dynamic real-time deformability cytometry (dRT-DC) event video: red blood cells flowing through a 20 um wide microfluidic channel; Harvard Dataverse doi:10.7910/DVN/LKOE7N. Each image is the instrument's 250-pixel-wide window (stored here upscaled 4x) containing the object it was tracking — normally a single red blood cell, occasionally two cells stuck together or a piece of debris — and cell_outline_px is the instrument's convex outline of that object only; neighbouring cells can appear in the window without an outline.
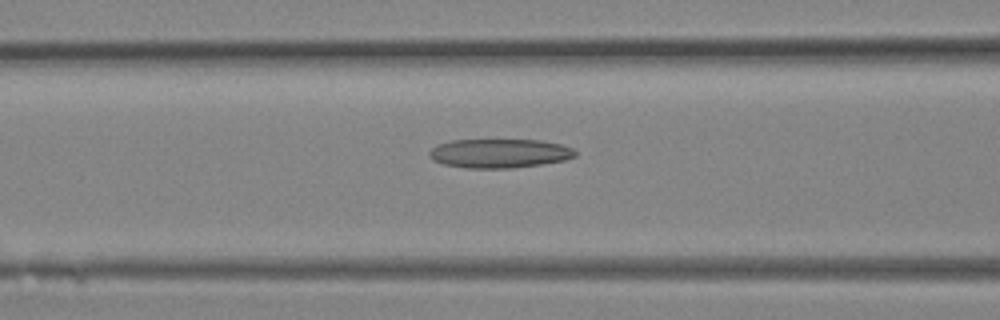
{"species": "Egyptian fruit bat (a non-hibernating species)", "species_latin": "Rousettus aegyptiacus", "temperature_condition": "room temperature", "stored_images_in_passage": 20, "camera_frame_rate_fps": 3000, "um_per_image_px": 0.085, "animal": {"sex": "female"}, "frame": {"image": 1, "passage_image": 12, "time_ms": 3.667, "image_size_px": [1000, 320], "cell_outline_px": [[576, 156], [564, 160], [540, 164], [512, 168], [468, 168], [444, 164], [432, 160], [428, 156], [428, 152], [436, 144], [452, 140], [540, 140], [560, 144], [572, 148], [576, 152]], "centroid_in_image_um": [42.41, 13.03], "position_along_channel_um": 124.2, "area_um2": 24.68}}
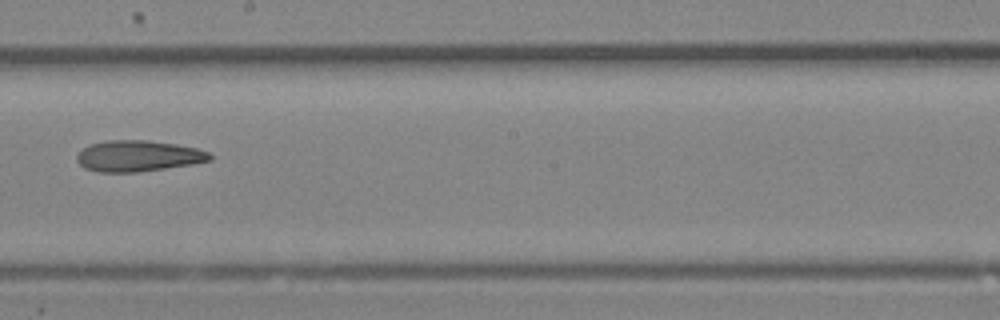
{"frame": {"image": 2, "passage_image": 17, "time_ms": 5.333, "image_size_px": [1000, 320], "cell_outline_px": [[212, 160], [192, 164], [136, 172], [100, 172], [84, 168], [76, 160], [76, 156], [88, 144], [108, 140], [148, 140], [176, 144], [196, 148], [208, 152], [212, 156]], "centroid_in_image_um": [11.73, 13.25], "position_along_channel_um": 236.5, "area_um2": 23.99}}
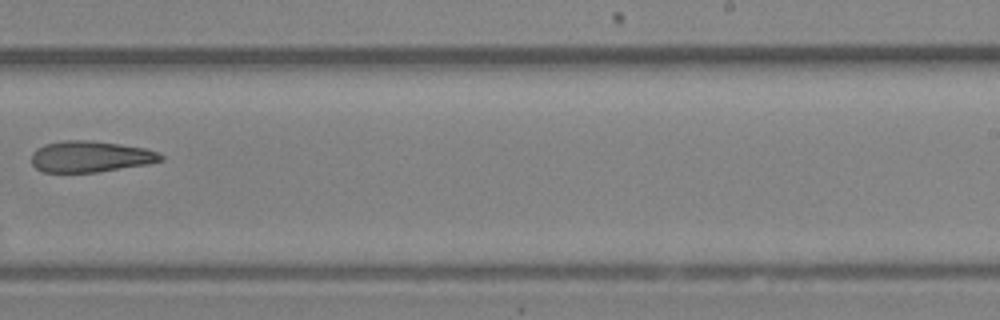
{"frame": {"image": 3, "passage_image": 19, "time_ms": 6.0, "image_size_px": [1000, 320], "cell_outline_px": [[164, 160], [148, 164], [96, 172], [44, 172], [36, 168], [32, 164], [32, 152], [36, 148], [44, 144], [64, 140], [88, 140], [120, 144], [144, 148], [160, 152], [164, 156]], "centroid_in_image_um": [7.69, 13.3], "position_along_channel_um": 281.3, "area_um2": 23.58}}